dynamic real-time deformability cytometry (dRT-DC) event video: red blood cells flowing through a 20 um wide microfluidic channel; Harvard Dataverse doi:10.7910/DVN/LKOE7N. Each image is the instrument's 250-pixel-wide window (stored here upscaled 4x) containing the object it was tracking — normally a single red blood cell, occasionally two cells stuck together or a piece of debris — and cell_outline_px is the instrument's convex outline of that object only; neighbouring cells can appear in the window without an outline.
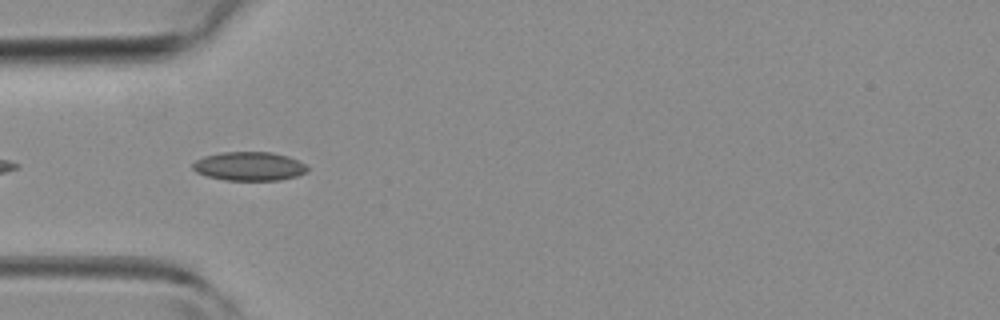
{"species": "common noctule bat (a hibernating species)", "species_latin": "Nyctalus noctula", "temperature_condition": "room temperature", "stored_images_in_passage": 2, "camera_frame_rate_fps": 3000, "um_per_image_px": 0.085, "animal": {"sex": "female", "body_mass_g": 19.3, "forearm_length_mm": 54.1}, "frame": {"image": 1, "passage_image": 2, "time_ms": 2.0, "image_size_px": [1000, 320], "cell_outline_px": [[308, 172], [296, 176], [280, 180], [224, 180], [208, 176], [196, 172], [192, 168], [192, 164], [196, 160], [204, 156], [224, 152], [272, 152], [288, 156], [304, 164], [308, 168]], "centroid_in_image_um": [21.18, 14.13], "position_along_channel_um": 63.8, "area_um2": 19.19}}